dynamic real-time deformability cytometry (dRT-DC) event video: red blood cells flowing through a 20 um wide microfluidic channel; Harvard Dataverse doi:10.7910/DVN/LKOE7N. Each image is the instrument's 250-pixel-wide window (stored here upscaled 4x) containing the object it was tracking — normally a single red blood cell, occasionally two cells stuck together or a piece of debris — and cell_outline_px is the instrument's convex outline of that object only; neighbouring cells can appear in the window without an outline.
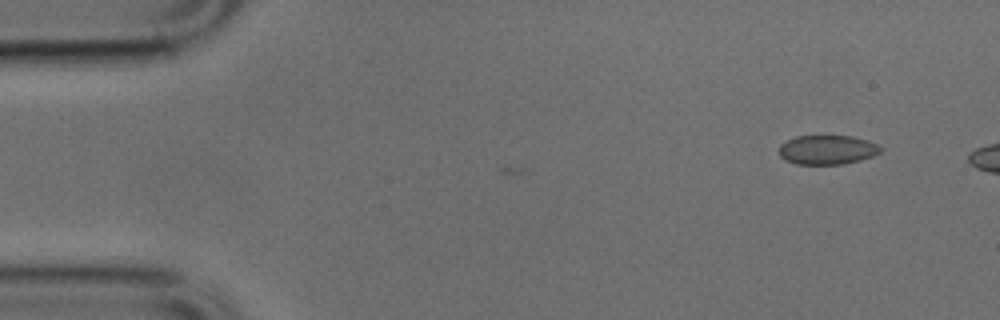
{"species": "common noctule bat (a hibernating species)", "species_latin": "Nyctalus noctula", "temperature_condition": "cold", "stored_images_in_passage": 4, "camera_frame_rate_fps": 3000, "um_per_image_px": 0.085, "animal": {"sex": "male", "body_mass_g": 17.9, "forearm_length_mm": 54.2}, "frame": {"image": 1, "passage_image": 1, "time_ms": 0.0, "image_size_px": [1000, 320], "cell_outline_px": [[884, 148], [880, 152], [872, 156], [860, 160], [844, 164], [796, 164], [784, 160], [780, 156], [780, 144], [796, 136], [852, 136], [868, 140]], "centroid_in_image_um": [70.33, 12.73], "position_along_channel_um": 14.7, "area_um2": 17.34}}